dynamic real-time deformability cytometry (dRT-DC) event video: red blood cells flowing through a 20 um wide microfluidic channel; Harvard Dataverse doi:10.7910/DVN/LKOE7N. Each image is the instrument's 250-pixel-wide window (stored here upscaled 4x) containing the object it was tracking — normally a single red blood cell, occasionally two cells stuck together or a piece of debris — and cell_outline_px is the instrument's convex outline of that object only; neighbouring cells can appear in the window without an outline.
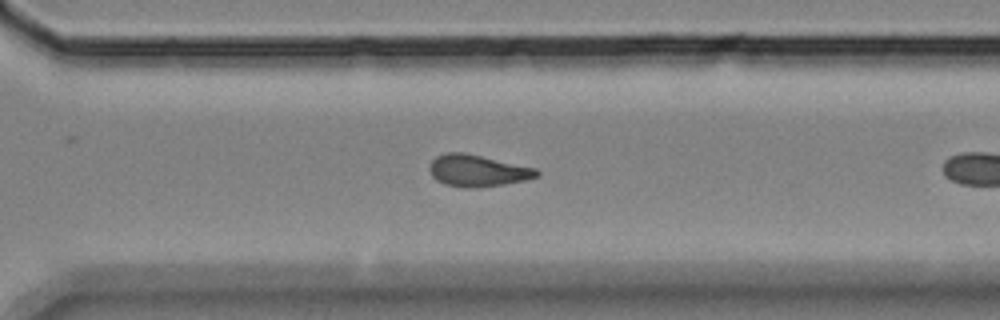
{"species": "Egyptian fruit bat (a non-hibernating species)", "species_latin": "Rousettus aegyptiacus", "temperature_condition": "room temperature", "stored_images_in_passage": 30, "camera_frame_rate_fps": 3000, "um_per_image_px": 0.085, "animal": {"sex": "female"}, "frame": {"image": 1, "passage_image": 25, "time_ms": 8.0, "image_size_px": [1000, 320], "cell_outline_px": [[540, 176], [528, 180], [504, 184], [472, 188], [464, 188], [444, 184], [436, 180], [432, 176], [428, 168], [428, 164], [436, 156], [448, 152], [464, 152], [536, 168], [540, 172]], "centroid_in_image_um": [40.59, 14.51], "position_along_channel_um": 330.0, "area_um2": 20.06}}
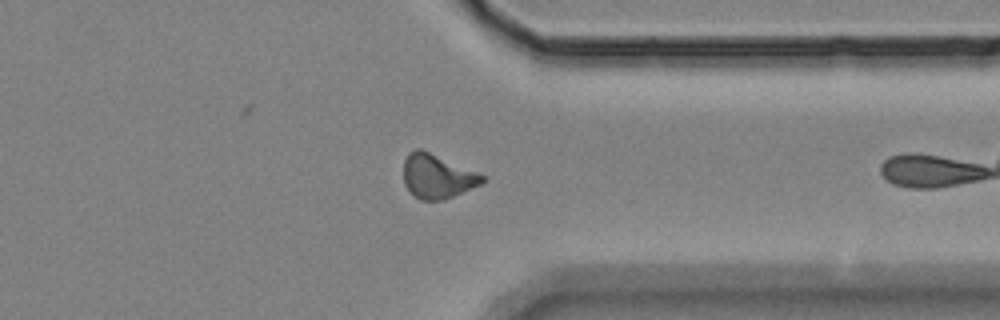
{"frame": {"image": 2, "passage_image": 29, "time_ms": 9.333, "image_size_px": [1000, 320], "cell_outline_px": [[484, 180], [480, 184], [452, 196], [440, 200], [420, 200], [404, 184], [404, 160], [408, 152], [416, 148], [420, 148], [476, 172], [484, 176]], "centroid_in_image_um": [37.12, 14.97], "position_along_channel_um": 374.3, "area_um2": 19.71}}